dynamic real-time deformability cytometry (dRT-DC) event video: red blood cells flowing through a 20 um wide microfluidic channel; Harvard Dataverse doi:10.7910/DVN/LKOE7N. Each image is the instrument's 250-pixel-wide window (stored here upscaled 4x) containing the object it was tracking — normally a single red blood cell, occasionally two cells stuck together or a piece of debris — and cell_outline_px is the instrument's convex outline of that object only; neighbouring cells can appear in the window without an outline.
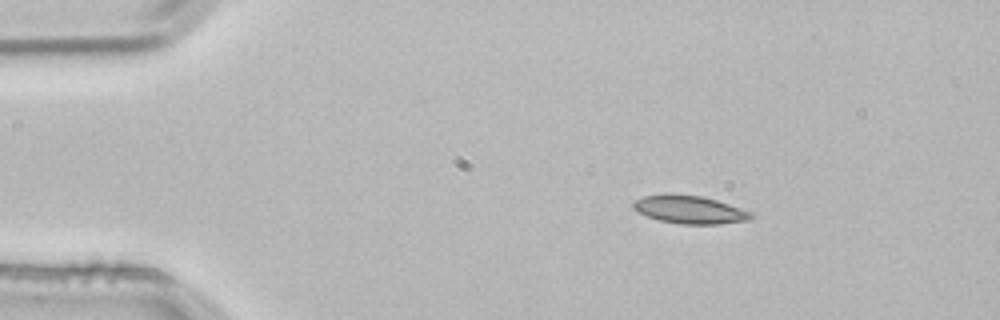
{"species": "common noctule bat (a hibernating species)", "species_latin": "Nyctalus noctula", "temperature_condition": "room temperature", "stored_images_in_passage": 3, "segment_of_instrument_passage": [1, 2], "camera_frame_rate_fps": 3000, "um_per_image_px": 0.085, "animal": {"sex": "male", "body_mass_g": 21.5, "forearm_length_mm": 52.0}, "frame": {"image": 1, "passage_image": 1, "time_ms": 0.0, "image_size_px": [1000, 320], "cell_outline_px": [[756, 216], [752, 220], [720, 224], [680, 224], [660, 220], [648, 216], [632, 208], [632, 204], [636, 200], [644, 196], [668, 192], [672, 192], [700, 196], [716, 200], [752, 212]], "centroid_in_image_um": [58.65, 17.8], "position_along_channel_um": 26.4, "area_um2": 19.48}}